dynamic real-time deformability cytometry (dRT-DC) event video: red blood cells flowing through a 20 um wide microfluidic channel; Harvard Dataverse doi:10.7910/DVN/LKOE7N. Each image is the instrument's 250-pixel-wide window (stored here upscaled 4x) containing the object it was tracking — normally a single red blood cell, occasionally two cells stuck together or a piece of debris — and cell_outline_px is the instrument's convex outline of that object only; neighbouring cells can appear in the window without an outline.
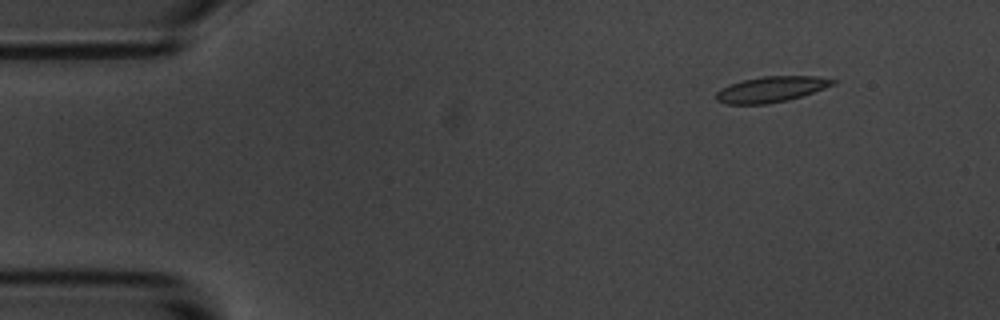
{"species": "common noctule bat (a hibernating species)", "species_latin": "Nyctalus noctula", "temperature_condition": "room temperature", "stored_images_in_passage": 5, "camera_frame_rate_fps": 3000, "um_per_image_px": 0.085, "animal": {"sex": "male", "body_mass_g": 20.1, "forearm_length_mm": 53.5}, "frame": {"image": 1, "passage_image": 2, "time_ms": 1.333, "image_size_px": [1000, 320], "cell_outline_px": [[840, 80], [836, 84], [788, 100], [768, 104], [724, 104], [716, 100], [716, 92], [720, 88], [744, 80], [764, 76], [816, 76]], "centroid_in_image_um": [65.57, 7.59], "position_along_channel_um": 19.4, "area_um2": 17.46}}
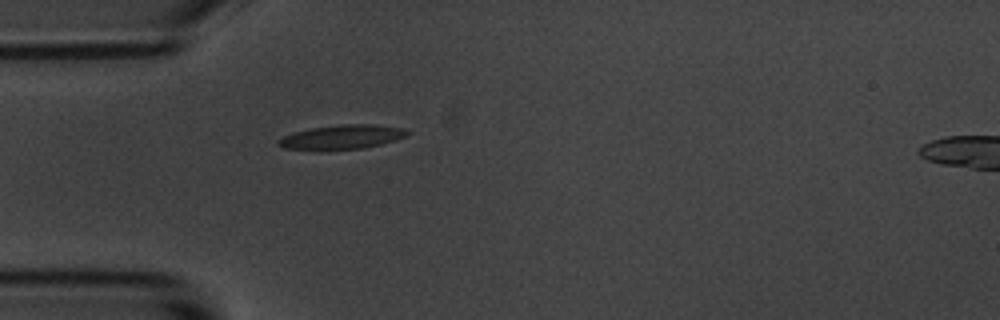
{"frame": {"image": 2, "passage_image": 5, "time_ms": 4.667, "image_size_px": [1000, 320], "cell_outline_px": [[408, 132], [404, 136], [396, 140], [364, 148], [284, 148], [276, 144], [276, 140], [284, 136], [296, 132], [312, 128], [344, 124], [376, 124], [404, 128]], "centroid_in_image_um": [29.1, 11.61], "position_along_channel_um": 55.9, "area_um2": 17.46}}